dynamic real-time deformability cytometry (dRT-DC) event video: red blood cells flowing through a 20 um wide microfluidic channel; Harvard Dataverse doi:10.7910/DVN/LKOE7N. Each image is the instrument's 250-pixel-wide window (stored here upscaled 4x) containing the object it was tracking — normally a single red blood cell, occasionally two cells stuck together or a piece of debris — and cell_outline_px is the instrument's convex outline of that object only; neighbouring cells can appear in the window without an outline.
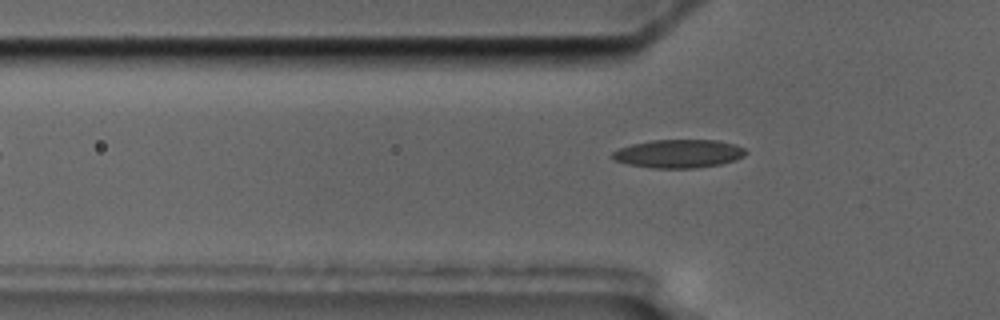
{"species": "common noctule bat (a hibernating species)", "species_latin": "Nyctalus noctula", "temperature_condition": "cold", "stored_images_in_passage": 15, "camera_frame_rate_fps": 3000, "um_per_image_px": 0.085, "animal": {"sex": "male", "body_mass_g": 17.5, "forearm_length_mm": 52.3}, "frame": {"image": 1, "passage_image": 5, "time_ms": 5.333, "image_size_px": [1000, 320], "cell_outline_px": [[748, 152], [744, 156], [720, 164], [696, 168], [652, 168], [628, 164], [616, 160], [612, 156], [612, 152], [620, 148], [632, 144], [652, 140], [716, 140], [732, 144], [744, 148]], "centroid_in_image_um": [57.68, 13.06], "position_along_channel_um": 68.1, "area_um2": 21.79}}
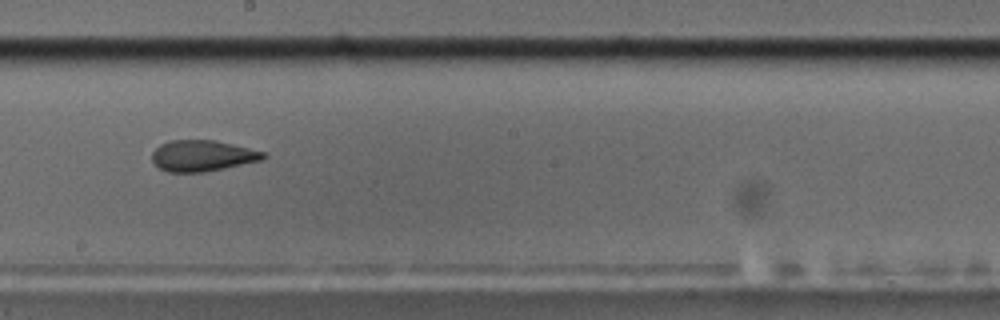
{"frame": {"image": 2, "passage_image": 9, "time_ms": 10.0, "image_size_px": [1000, 320], "cell_outline_px": [[268, 156], [260, 160], [224, 168], [204, 172], [168, 172], [160, 168], [152, 160], [152, 152], [160, 144], [168, 140], [216, 140], [264, 152]], "centroid_in_image_um": [17.17, 13.23], "position_along_channel_um": 231.0, "area_um2": 20.0}}
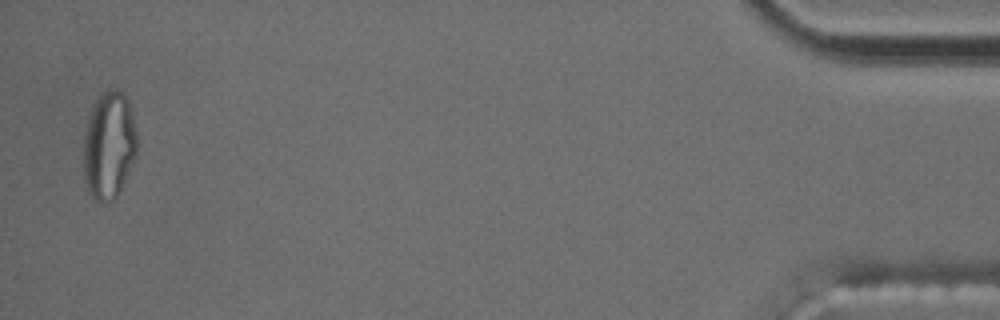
{"frame": {"image": 3, "passage_image": 15, "time_ms": 18.0, "image_size_px": [1000, 320], "cell_outline_px": [[136, 156], [116, 196], [112, 200], [104, 204], [96, 200], [88, 192], [84, 180], [84, 132], [88, 116], [92, 104], [100, 92], [108, 88], [116, 88], [124, 92], [128, 100], [132, 112], [136, 132]], "centroid_in_image_um": [9.24, 12.29], "position_along_channel_um": 426.0, "area_um2": 33.93}, "authors_computed_cell_mechanics": {"area_um2": 20.6346, "velocity_mm_per_s": 3.498, "shape_relaxation_time_tau1_ms": null, "shape_relaxation_time_tau2_ms": 1.6315, "deformation_change_tau1": null, "deformation_change_tau2": 0.0615}}